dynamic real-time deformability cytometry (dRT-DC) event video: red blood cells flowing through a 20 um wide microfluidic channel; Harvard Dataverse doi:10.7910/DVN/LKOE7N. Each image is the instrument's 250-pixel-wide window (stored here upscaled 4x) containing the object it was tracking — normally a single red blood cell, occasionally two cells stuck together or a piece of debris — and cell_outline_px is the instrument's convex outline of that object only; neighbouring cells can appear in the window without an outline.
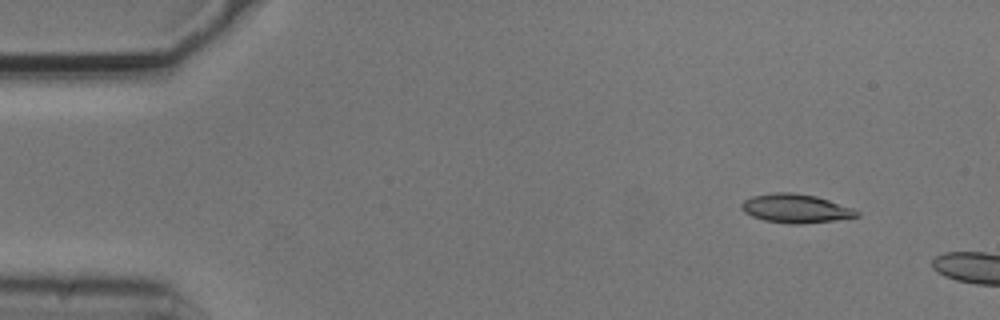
{"species": "common noctule bat (a hibernating species)", "species_latin": "Nyctalus noctula", "temperature_condition": "cold", "stored_images_in_passage": 5, "camera_frame_rate_fps": 3000, "um_per_image_px": 0.085, "animal": {"sex": "male", "body_mass_g": 20.5, "forearm_length_mm": 52.5}, "frame": {"image": 1, "passage_image": 2, "time_ms": 0.333, "image_size_px": [1000, 320], "cell_outline_px": [[860, 216], [836, 220], [800, 224], [788, 224], [764, 220], [752, 216], [744, 212], [740, 208], [740, 204], [744, 200], [752, 196], [776, 192], [792, 192], [816, 196], [852, 208], [860, 212]], "centroid_in_image_um": [67.61, 17.72], "position_along_channel_um": 17.4, "area_um2": 19.36}}